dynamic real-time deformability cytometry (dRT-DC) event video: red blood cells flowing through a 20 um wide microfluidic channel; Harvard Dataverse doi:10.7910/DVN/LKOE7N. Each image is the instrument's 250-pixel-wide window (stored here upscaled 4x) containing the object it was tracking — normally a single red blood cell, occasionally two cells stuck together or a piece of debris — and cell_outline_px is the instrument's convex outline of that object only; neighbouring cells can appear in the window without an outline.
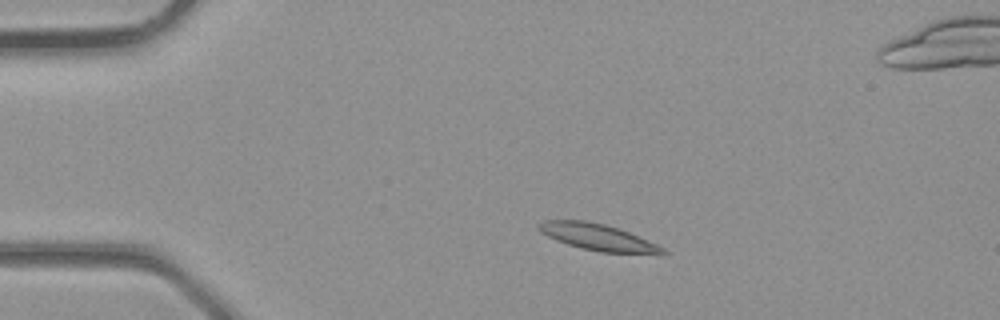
{"species": "common noctule bat (a hibernating species)", "species_latin": "Nyctalus noctula", "temperature_condition": "room temperature", "stored_images_in_passage": 2, "camera_frame_rate_fps": 3000, "um_per_image_px": 0.085, "animal": {"sex": "male", "body_mass_g": 23.1, "forearm_length_mm": 52.7}, "frame": {"image": 1, "passage_image": 1, "time_ms": 0.0, "image_size_px": [1000, 320], "cell_outline_px": [[668, 252], [600, 252], [580, 248], [556, 240], [540, 232], [536, 228], [536, 224], [544, 220], [588, 220], [604, 224], [628, 232], [656, 244], [664, 248]], "centroid_in_image_um": [50.66, 20.12], "position_along_channel_um": 34.3, "area_um2": 18.61}}